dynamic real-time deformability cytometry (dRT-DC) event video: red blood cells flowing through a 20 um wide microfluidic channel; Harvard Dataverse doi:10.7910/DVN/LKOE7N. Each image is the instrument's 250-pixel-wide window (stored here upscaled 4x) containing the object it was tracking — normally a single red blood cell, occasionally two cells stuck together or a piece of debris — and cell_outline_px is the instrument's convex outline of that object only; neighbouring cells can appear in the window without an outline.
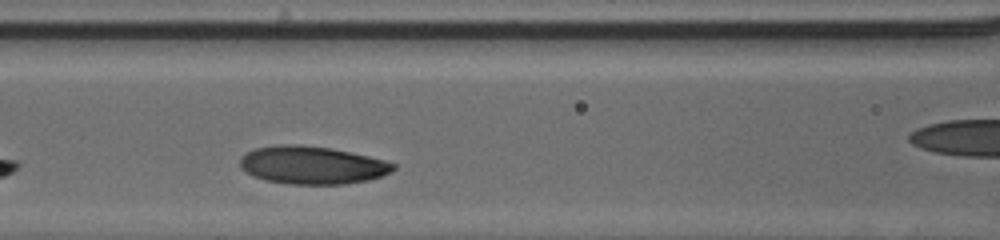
{"species": "human", "species_latin": "Homo sapiens", "temperature_condition": "cold", "stored_images_in_passage": 38, "segment_of_instrument_passage": [2, 2], "camera_frame_rate_fps": 3000, "um_per_image_px": 0.085, "donor": {"sex": "male"}, "frame": {"image": 1, "passage_image": 18, "time_ms": 5.667, "image_size_px": [1000, 240], "cell_outline_px": [[396, 168], [392, 172], [368, 180], [344, 184], [288, 184], [264, 180], [252, 176], [240, 168], [240, 156], [256, 148], [276, 144], [296, 144], [328, 148], [368, 156], [384, 160], [396, 164]], "centroid_in_image_um": [26.5, 14.04], "position_along_channel_um": 140.1, "area_um2": 33.87}}
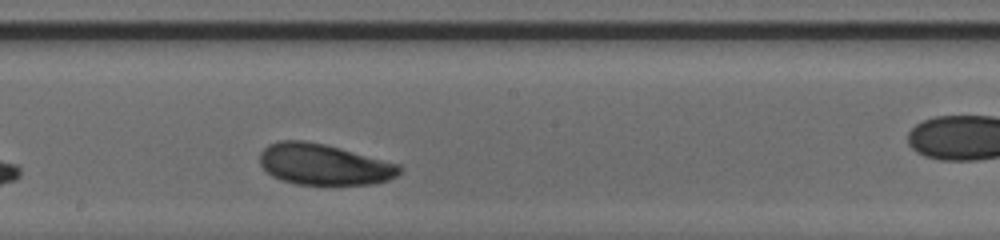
{"frame": {"image": 2, "passage_image": 24, "time_ms": 7.667, "image_size_px": [1000, 240], "cell_outline_px": [[404, 168], [396, 176], [388, 180], [376, 184], [296, 184], [272, 176], [260, 164], [260, 152], [268, 144], [280, 140], [304, 140], [324, 144], [340, 148], [400, 164]], "centroid_in_image_um": [27.54, 13.97], "position_along_channel_um": 220.7, "area_um2": 33.35}}
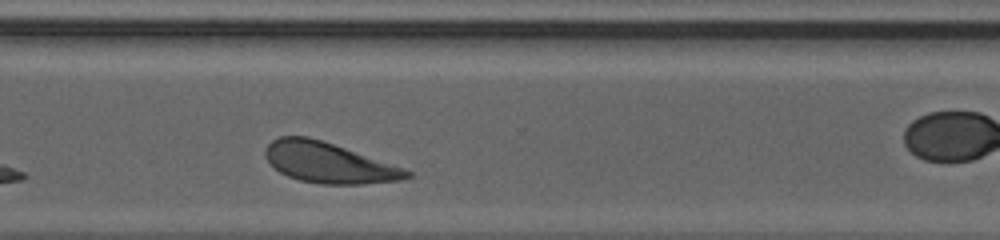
{"frame": {"image": 3, "passage_image": 33, "time_ms": 10.667, "image_size_px": [1000, 240], "cell_outline_px": [[412, 176], [400, 180], [360, 184], [320, 184], [300, 180], [288, 176], [280, 172], [264, 156], [264, 152], [268, 144], [272, 140], [280, 136], [308, 136], [404, 168], [412, 172]], "centroid_in_image_um": [27.91, 13.83], "position_along_channel_um": 342.7, "area_um2": 32.83}}